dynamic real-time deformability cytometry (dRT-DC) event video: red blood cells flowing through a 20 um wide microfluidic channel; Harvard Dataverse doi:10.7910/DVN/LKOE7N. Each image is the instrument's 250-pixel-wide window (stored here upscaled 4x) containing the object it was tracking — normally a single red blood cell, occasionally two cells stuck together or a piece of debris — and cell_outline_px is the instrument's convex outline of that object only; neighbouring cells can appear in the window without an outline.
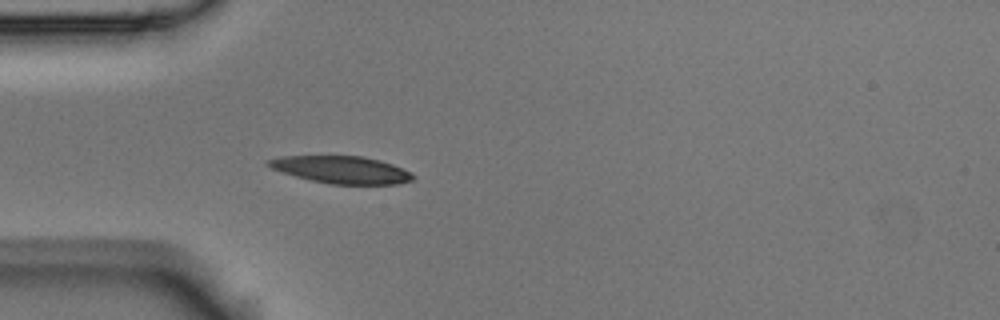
{"species": "Egyptian fruit bat (a non-hibernating species)", "species_latin": "Rousettus aegyptiacus", "temperature_condition": "room temperature", "stored_images_in_passage": 1, "camera_frame_rate_fps": 3000, "um_per_image_px": 0.085, "animal": {"sex": "male"}, "frame": {"image": 1, "passage_image": 1, "time_ms": 0.0, "image_size_px": [1000, 320], "cell_outline_px": [[416, 176], [412, 180], [400, 184], [328, 184], [296, 176], [272, 168], [264, 164], [268, 160], [280, 156], [364, 156], [380, 160], [392, 164], [412, 172]], "centroid_in_image_um": [29.07, 14.42], "position_along_channel_um": 55.9, "area_um2": 23.0}}